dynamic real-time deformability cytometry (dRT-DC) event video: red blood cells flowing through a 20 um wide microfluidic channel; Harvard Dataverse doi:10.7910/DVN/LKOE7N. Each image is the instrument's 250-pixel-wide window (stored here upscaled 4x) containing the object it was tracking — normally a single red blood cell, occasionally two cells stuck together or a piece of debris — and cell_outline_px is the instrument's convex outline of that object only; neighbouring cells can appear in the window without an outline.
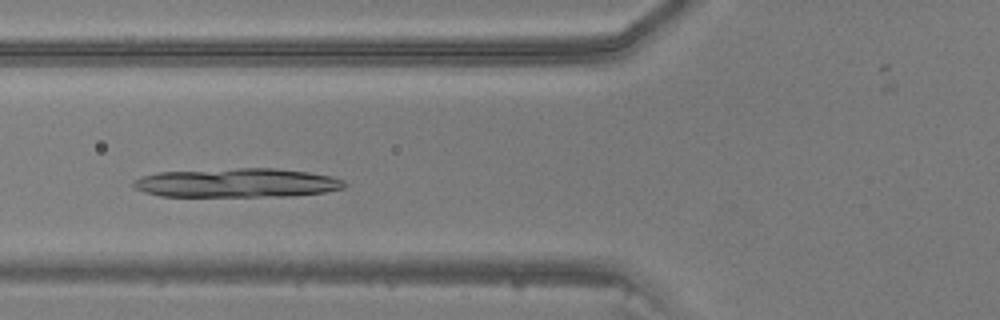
{"species": "common noctule bat (a hibernating species)", "species_latin": "Nyctalus noctula", "temperature_condition": "warm", "stored_images_in_passage": 43, "camera_frame_rate_fps": 3000, "um_per_image_px": 0.085, "animal": {"sex": "male", "body_mass_g": 20.5, "forearm_length_mm": 52.5}, "frame": {"image": 1, "passage_image": 14, "time_ms": 4.333, "image_size_px": [1000, 320], "cell_outline_px": [[348, 184], [344, 188], [324, 192], [292, 196], [160, 196], [144, 192], [136, 188], [132, 184], [132, 180], [144, 176], [160, 172], [240, 168], [276, 168], [308, 172], [332, 176], [344, 180]], "centroid_in_image_um": [20.19, 15.54], "position_along_channel_um": 105.6, "area_um2": 35.72}}
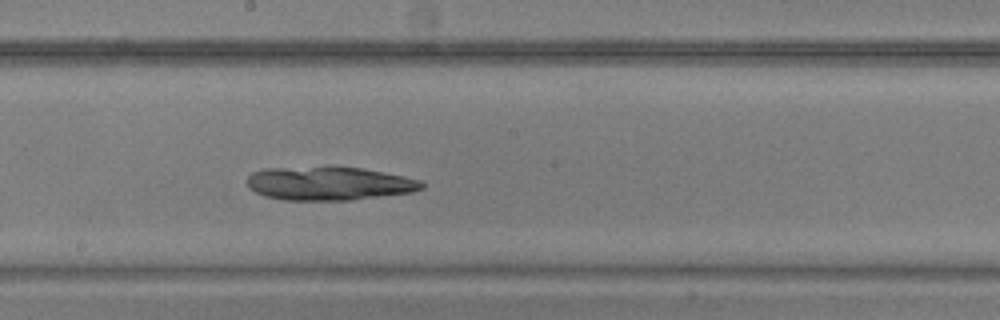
{"frame": {"image": 2, "passage_image": 22, "time_ms": 7.0, "image_size_px": [1000, 320], "cell_outline_px": [[424, 188], [412, 192], [352, 200], [284, 200], [264, 196], [248, 188], [248, 176], [252, 172], [264, 168], [328, 164], [360, 168], [404, 176], [420, 180], [424, 184]], "centroid_in_image_um": [27.92, 15.56], "position_along_channel_um": 220.3, "area_um2": 35.08}}
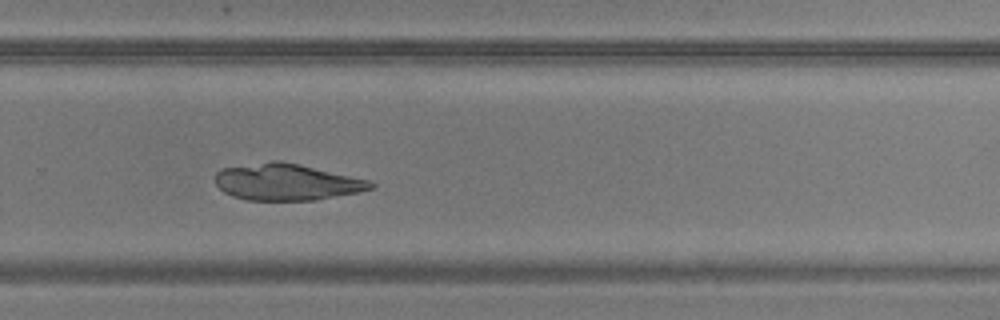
{"frame": {"image": 3, "passage_image": 28, "time_ms": 9.0, "image_size_px": [1000, 320], "cell_outline_px": [[376, 184], [372, 188], [360, 192], [316, 200], [248, 200], [232, 196], [224, 192], [216, 184], [216, 172], [220, 168], [272, 160], [280, 160], [372, 180]], "centroid_in_image_um": [24.38, 15.46], "position_along_channel_um": 305.4, "area_um2": 33.35}}